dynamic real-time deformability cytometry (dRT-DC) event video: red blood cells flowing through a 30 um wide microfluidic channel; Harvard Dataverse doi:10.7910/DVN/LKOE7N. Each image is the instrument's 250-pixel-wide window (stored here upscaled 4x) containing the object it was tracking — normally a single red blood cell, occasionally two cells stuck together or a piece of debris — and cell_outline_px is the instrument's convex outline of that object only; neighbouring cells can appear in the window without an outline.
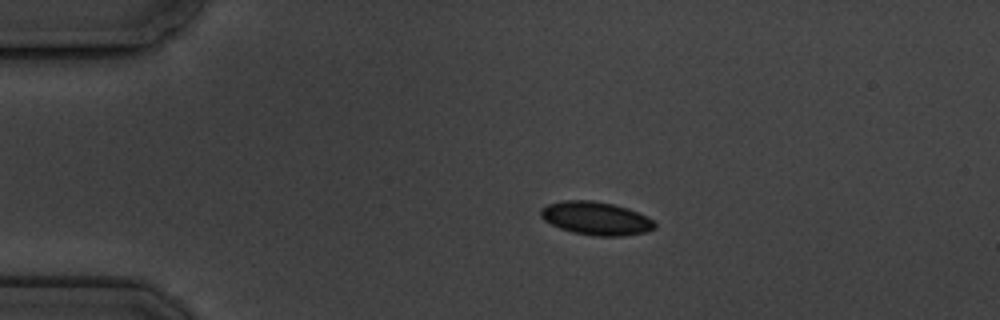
{"species": "common noctule bat (a hibernating species)", "species_latin": "Nyctalus noctula", "temperature_condition": "cold", "stored_images_in_passage": 6, "camera_frame_rate_fps": 3000, "um_per_image_px": 0.085, "animal": {"sex": "male", "body_mass_g": 19.5, "forearm_length_mm": 54.6}, "frame": {"image": 1, "passage_image": 2, "time_ms": 2.0, "image_size_px": [1000, 320], "cell_outline_px": [[656, 228], [648, 232], [624, 236], [596, 236], [572, 232], [560, 228], [544, 220], [540, 216], [540, 208], [548, 204], [564, 200], [592, 200], [612, 204], [628, 208], [652, 220], [656, 224]], "centroid_in_image_um": [50.65, 18.56], "position_along_channel_um": 34.3, "area_um2": 22.08}}
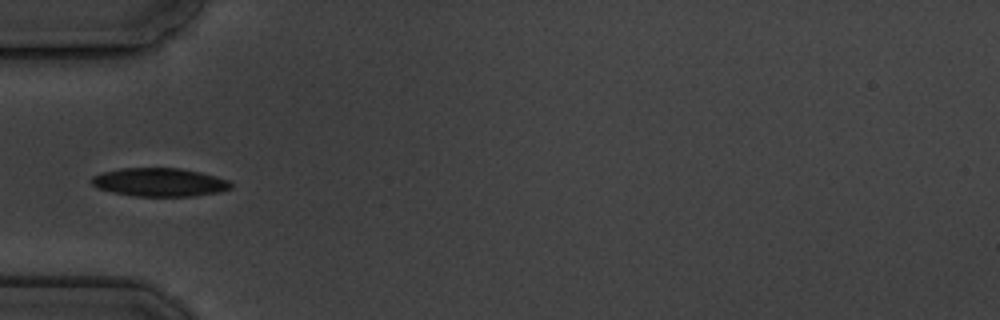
{"frame": {"image": 2, "passage_image": 4, "time_ms": 4.333, "image_size_px": [1000, 320], "cell_outline_px": [[232, 188], [220, 192], [196, 196], [136, 196], [112, 192], [96, 188], [92, 184], [92, 176], [100, 172], [120, 168], [180, 168], [200, 172], [216, 176], [228, 180], [232, 184]], "centroid_in_image_um": [13.56, 15.49], "position_along_channel_um": 71.4, "area_um2": 23.24}}
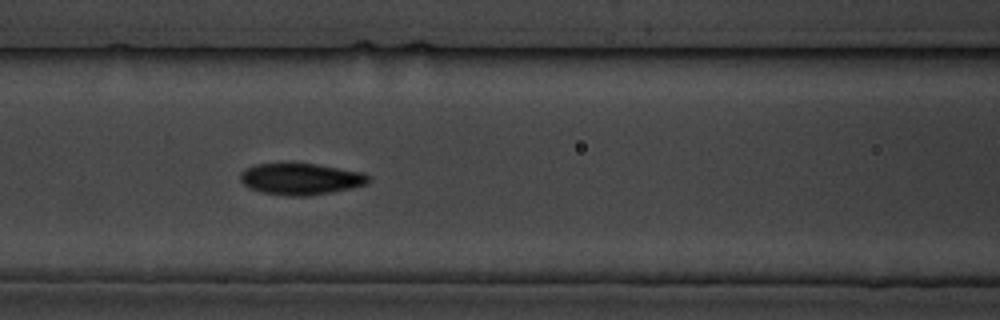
{"frame": {"image": 3, "passage_image": 6, "time_ms": 6.333, "image_size_px": [1000, 320], "cell_outline_px": [[372, 180], [368, 184], [352, 188], [332, 192], [308, 196], [292, 196], [260, 192], [248, 188], [240, 180], [240, 172], [256, 164], [316, 164], [364, 172], [372, 176]], "centroid_in_image_um": [25.63, 15.22], "position_along_channel_um": 141.0, "area_um2": 23.64}}